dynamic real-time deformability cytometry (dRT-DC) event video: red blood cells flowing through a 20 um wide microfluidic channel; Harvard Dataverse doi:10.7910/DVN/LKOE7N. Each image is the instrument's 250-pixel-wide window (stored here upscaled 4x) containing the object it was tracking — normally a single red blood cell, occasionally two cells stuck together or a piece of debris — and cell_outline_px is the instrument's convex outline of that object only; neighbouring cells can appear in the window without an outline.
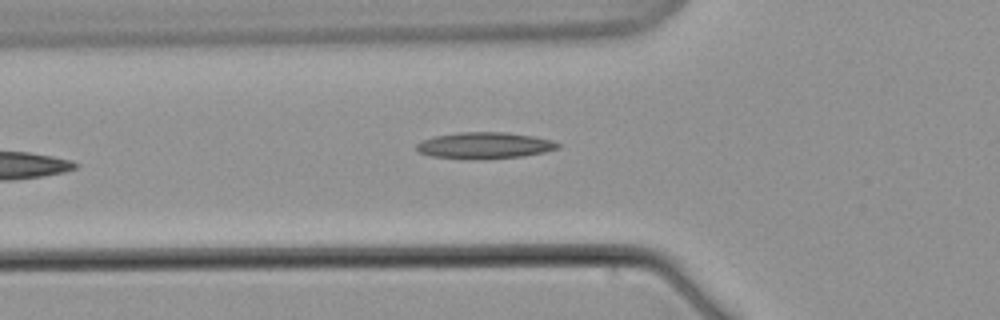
{"species": "common noctule bat (a hibernating species)", "species_latin": "Nyctalus noctula", "temperature_condition": "warm", "stored_images_in_passage": 8, "camera_frame_rate_fps": 3000, "um_per_image_px": 0.085, "animal": {"sex": "male", "body_mass_g": 21.5, "forearm_length_mm": 52.0}, "frame": {"image": 1, "passage_image": 8, "time_ms": 8.333, "image_size_px": [1000, 320], "cell_outline_px": [[560, 148], [544, 152], [524, 156], [484, 160], [468, 160], [432, 156], [420, 152], [416, 148], [416, 144], [424, 140], [436, 136], [460, 132], [504, 132], [532, 136], [548, 140], [560, 144]], "centroid_in_image_um": [41.18, 12.39], "position_along_channel_um": 84.6, "area_um2": 21.79}}